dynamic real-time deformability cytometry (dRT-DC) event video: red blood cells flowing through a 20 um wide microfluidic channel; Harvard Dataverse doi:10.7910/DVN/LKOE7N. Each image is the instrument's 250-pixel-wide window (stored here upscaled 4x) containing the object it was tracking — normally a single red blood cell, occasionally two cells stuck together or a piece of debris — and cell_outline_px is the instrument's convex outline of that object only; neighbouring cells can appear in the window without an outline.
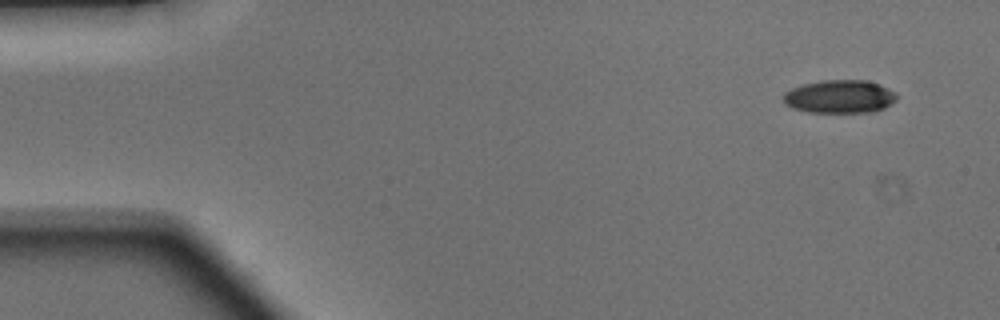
{"species": "Egyptian fruit bat (a non-hibernating species)", "species_latin": "Rousettus aegyptiacus", "temperature_condition": "warm", "stored_images_in_passage": 46, "camera_frame_rate_fps": 3000, "um_per_image_px": 0.085, "animal": {"sex": "male"}, "frame": {"image": 1, "passage_image": 1, "time_ms": 0.0, "image_size_px": [1000, 320], "cell_outline_px": [[900, 96], [896, 100], [884, 108], [872, 112], [808, 112], [792, 108], [784, 104], [784, 92], [792, 88], [804, 84], [824, 80], [868, 80], [880, 84], [896, 92]], "centroid_in_image_um": [71.41, 8.21], "position_along_channel_um": 13.6, "area_um2": 22.08}}
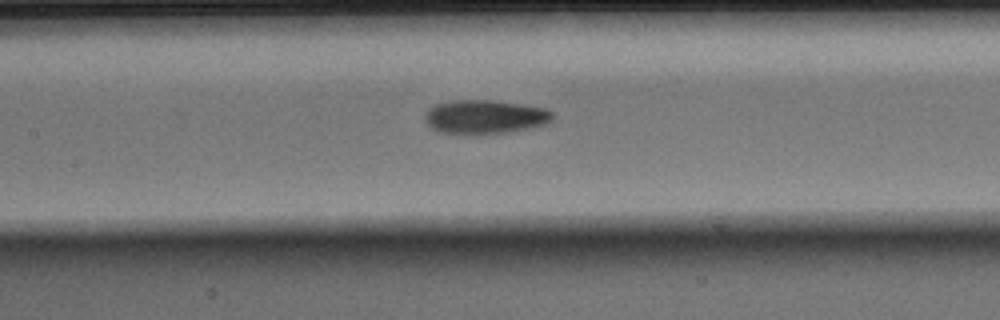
{"frame": {"image": 2, "passage_image": 20, "time_ms": 6.333, "image_size_px": [1000, 320], "cell_outline_px": [[552, 120], [544, 124], [528, 128], [508, 132], [440, 132], [432, 128], [424, 120], [424, 116], [428, 108], [436, 104], [456, 100], [488, 100], [520, 104], [544, 108], [552, 112]], "centroid_in_image_um": [41.2, 9.9], "position_along_channel_um": 166.2, "area_um2": 24.39}}
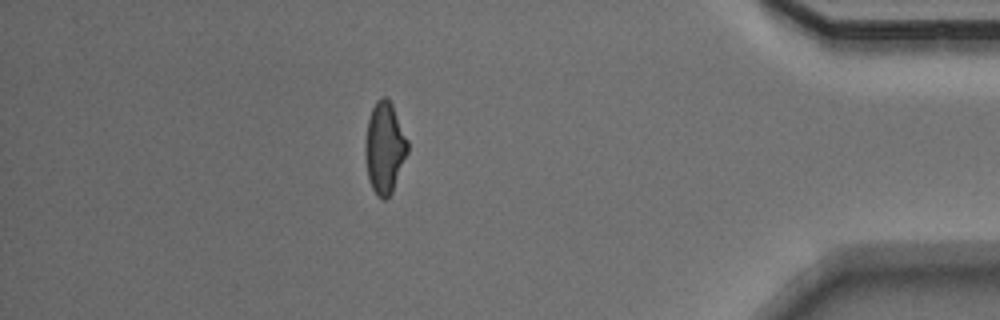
{"frame": {"image": 3, "passage_image": 40, "time_ms": 13.0, "image_size_px": [1000, 320], "cell_outline_px": [[408, 152], [392, 192], [384, 200], [380, 200], [376, 196], [372, 188], [368, 176], [364, 156], [364, 144], [368, 120], [372, 108], [376, 100], [380, 96], [384, 96], [392, 104], [408, 140]], "centroid_in_image_um": [32.67, 12.57], "position_along_channel_um": 402.5, "area_um2": 22.72}, "authors_computed_cell_mechanics": {"area_um2": 23.0622, "velocity_mm_per_s": 4.1765, "shape_relaxation_time_tau1_ms": 4.3684, "shape_relaxation_time_tau2_ms": 2.6393, "deformation_change_tau1": 0.1498, "deformation_change_tau2": 0.0917}}